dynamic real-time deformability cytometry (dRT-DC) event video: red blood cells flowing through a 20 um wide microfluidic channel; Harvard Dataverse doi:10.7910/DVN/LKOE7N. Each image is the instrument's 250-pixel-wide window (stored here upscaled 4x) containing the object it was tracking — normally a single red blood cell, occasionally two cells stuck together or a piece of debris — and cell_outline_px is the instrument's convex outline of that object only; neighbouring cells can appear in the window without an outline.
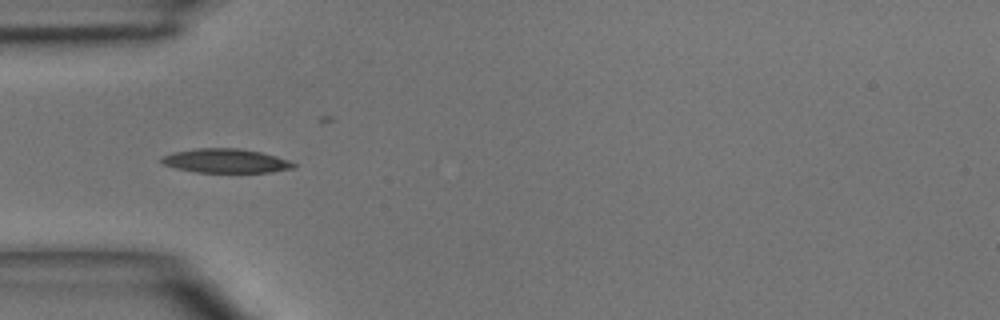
{"species": "common noctule bat (a hibernating species)", "species_latin": "Nyctalus noctula", "temperature_condition": "room temperature", "stored_images_in_passage": 5, "camera_frame_rate_fps": 3000, "um_per_image_px": 0.085, "animal": {"sex": "male", "body_mass_g": 15.6}, "frame": {"image": 1, "passage_image": 4, "time_ms": 3.333, "image_size_px": [1000, 320], "cell_outline_px": [[296, 168], [272, 172], [196, 172], [176, 168], [164, 164], [160, 160], [164, 156], [172, 152], [196, 148], [240, 148], [260, 152], [276, 156], [288, 160], [296, 164]], "centroid_in_image_um": [19.21, 13.67], "position_along_channel_um": 65.8, "area_um2": 18.5}}